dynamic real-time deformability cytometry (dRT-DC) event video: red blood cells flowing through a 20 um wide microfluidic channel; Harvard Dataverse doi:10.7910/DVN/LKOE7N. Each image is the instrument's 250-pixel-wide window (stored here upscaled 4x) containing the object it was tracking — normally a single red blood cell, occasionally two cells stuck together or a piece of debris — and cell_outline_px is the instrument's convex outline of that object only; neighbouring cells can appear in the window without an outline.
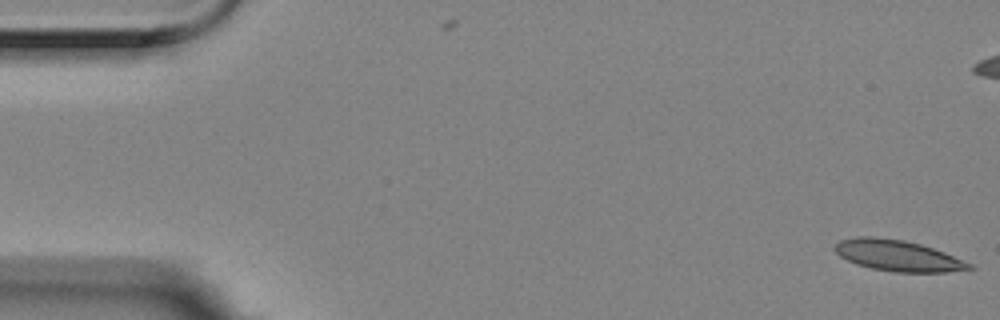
{"species": "Egyptian fruit bat (a non-hibernating species)", "species_latin": "Rousettus aegyptiacus", "temperature_condition": "room temperature", "stored_images_in_passage": 4, "camera_frame_rate_fps": 3000, "um_per_image_px": 0.085, "animal": {"sex": "female"}, "frame": {"image": 1, "passage_image": 1, "time_ms": 0.0, "image_size_px": [1000, 320], "cell_outline_px": [[976, 268], [948, 272], [896, 272], [872, 268], [856, 264], [840, 256], [832, 248], [840, 240], [856, 236], [872, 236], [904, 240], [920, 244], [944, 252], [972, 264]], "centroid_in_image_um": [76.3, 21.72], "position_along_channel_um": 8.7, "area_um2": 24.22}}